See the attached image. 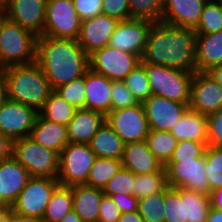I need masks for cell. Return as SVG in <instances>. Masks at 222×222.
Listing matches in <instances>:
<instances>
[{
    "label": "cell",
    "instance_id": "cell-1",
    "mask_svg": "<svg viewBox=\"0 0 222 222\" xmlns=\"http://www.w3.org/2000/svg\"><path fill=\"white\" fill-rule=\"evenodd\" d=\"M141 63L196 72V33L193 29L153 23Z\"/></svg>",
    "mask_w": 222,
    "mask_h": 222
},
{
    "label": "cell",
    "instance_id": "cell-2",
    "mask_svg": "<svg viewBox=\"0 0 222 222\" xmlns=\"http://www.w3.org/2000/svg\"><path fill=\"white\" fill-rule=\"evenodd\" d=\"M35 62L53 90L84 76L89 69V56L74 39L38 36Z\"/></svg>",
    "mask_w": 222,
    "mask_h": 222
},
{
    "label": "cell",
    "instance_id": "cell-3",
    "mask_svg": "<svg viewBox=\"0 0 222 222\" xmlns=\"http://www.w3.org/2000/svg\"><path fill=\"white\" fill-rule=\"evenodd\" d=\"M6 85L7 98L39 112L53 89L36 63L13 65L0 70Z\"/></svg>",
    "mask_w": 222,
    "mask_h": 222
},
{
    "label": "cell",
    "instance_id": "cell-4",
    "mask_svg": "<svg viewBox=\"0 0 222 222\" xmlns=\"http://www.w3.org/2000/svg\"><path fill=\"white\" fill-rule=\"evenodd\" d=\"M37 36L7 19L0 28V70L36 61Z\"/></svg>",
    "mask_w": 222,
    "mask_h": 222
},
{
    "label": "cell",
    "instance_id": "cell-5",
    "mask_svg": "<svg viewBox=\"0 0 222 222\" xmlns=\"http://www.w3.org/2000/svg\"><path fill=\"white\" fill-rule=\"evenodd\" d=\"M141 64L146 69L152 95L180 103L190 102L191 84L195 72L149 63Z\"/></svg>",
    "mask_w": 222,
    "mask_h": 222
},
{
    "label": "cell",
    "instance_id": "cell-6",
    "mask_svg": "<svg viewBox=\"0 0 222 222\" xmlns=\"http://www.w3.org/2000/svg\"><path fill=\"white\" fill-rule=\"evenodd\" d=\"M12 156L32 177L57 179L59 174V154L24 137L13 141Z\"/></svg>",
    "mask_w": 222,
    "mask_h": 222
},
{
    "label": "cell",
    "instance_id": "cell-7",
    "mask_svg": "<svg viewBox=\"0 0 222 222\" xmlns=\"http://www.w3.org/2000/svg\"><path fill=\"white\" fill-rule=\"evenodd\" d=\"M96 154L89 144L69 142L59 154V174L57 180L60 185L74 186L87 183Z\"/></svg>",
    "mask_w": 222,
    "mask_h": 222
},
{
    "label": "cell",
    "instance_id": "cell-8",
    "mask_svg": "<svg viewBox=\"0 0 222 222\" xmlns=\"http://www.w3.org/2000/svg\"><path fill=\"white\" fill-rule=\"evenodd\" d=\"M59 181L48 177H31L11 206L12 212L42 220L49 199Z\"/></svg>",
    "mask_w": 222,
    "mask_h": 222
},
{
    "label": "cell",
    "instance_id": "cell-9",
    "mask_svg": "<svg viewBox=\"0 0 222 222\" xmlns=\"http://www.w3.org/2000/svg\"><path fill=\"white\" fill-rule=\"evenodd\" d=\"M81 22L72 0H47L42 35L77 40Z\"/></svg>",
    "mask_w": 222,
    "mask_h": 222
},
{
    "label": "cell",
    "instance_id": "cell-10",
    "mask_svg": "<svg viewBox=\"0 0 222 222\" xmlns=\"http://www.w3.org/2000/svg\"><path fill=\"white\" fill-rule=\"evenodd\" d=\"M139 64V55L117 50L109 45L89 55V68L112 81H123Z\"/></svg>",
    "mask_w": 222,
    "mask_h": 222
},
{
    "label": "cell",
    "instance_id": "cell-11",
    "mask_svg": "<svg viewBox=\"0 0 222 222\" xmlns=\"http://www.w3.org/2000/svg\"><path fill=\"white\" fill-rule=\"evenodd\" d=\"M105 121L125 144L146 140L150 132L142 103L112 110L105 116Z\"/></svg>",
    "mask_w": 222,
    "mask_h": 222
},
{
    "label": "cell",
    "instance_id": "cell-12",
    "mask_svg": "<svg viewBox=\"0 0 222 222\" xmlns=\"http://www.w3.org/2000/svg\"><path fill=\"white\" fill-rule=\"evenodd\" d=\"M166 169L167 185L173 188H186L209 195L206 176L205 154L200 158L168 162Z\"/></svg>",
    "mask_w": 222,
    "mask_h": 222
},
{
    "label": "cell",
    "instance_id": "cell-13",
    "mask_svg": "<svg viewBox=\"0 0 222 222\" xmlns=\"http://www.w3.org/2000/svg\"><path fill=\"white\" fill-rule=\"evenodd\" d=\"M38 114L35 109L7 98L0 107V133L12 141L30 137Z\"/></svg>",
    "mask_w": 222,
    "mask_h": 222
},
{
    "label": "cell",
    "instance_id": "cell-14",
    "mask_svg": "<svg viewBox=\"0 0 222 222\" xmlns=\"http://www.w3.org/2000/svg\"><path fill=\"white\" fill-rule=\"evenodd\" d=\"M189 110L209 116L222 109V88L206 72H195L190 93Z\"/></svg>",
    "mask_w": 222,
    "mask_h": 222
},
{
    "label": "cell",
    "instance_id": "cell-15",
    "mask_svg": "<svg viewBox=\"0 0 222 222\" xmlns=\"http://www.w3.org/2000/svg\"><path fill=\"white\" fill-rule=\"evenodd\" d=\"M150 130L170 132L189 109V103H180L151 95L143 103Z\"/></svg>",
    "mask_w": 222,
    "mask_h": 222
},
{
    "label": "cell",
    "instance_id": "cell-16",
    "mask_svg": "<svg viewBox=\"0 0 222 222\" xmlns=\"http://www.w3.org/2000/svg\"><path fill=\"white\" fill-rule=\"evenodd\" d=\"M152 24L150 21L138 19L119 21L108 45L142 57Z\"/></svg>",
    "mask_w": 222,
    "mask_h": 222
},
{
    "label": "cell",
    "instance_id": "cell-17",
    "mask_svg": "<svg viewBox=\"0 0 222 222\" xmlns=\"http://www.w3.org/2000/svg\"><path fill=\"white\" fill-rule=\"evenodd\" d=\"M119 20L108 15H97L81 22L77 41L89 56L94 51L104 48L109 44Z\"/></svg>",
    "mask_w": 222,
    "mask_h": 222
},
{
    "label": "cell",
    "instance_id": "cell-18",
    "mask_svg": "<svg viewBox=\"0 0 222 222\" xmlns=\"http://www.w3.org/2000/svg\"><path fill=\"white\" fill-rule=\"evenodd\" d=\"M47 0H9L7 19L33 32L37 37L43 34Z\"/></svg>",
    "mask_w": 222,
    "mask_h": 222
},
{
    "label": "cell",
    "instance_id": "cell-19",
    "mask_svg": "<svg viewBox=\"0 0 222 222\" xmlns=\"http://www.w3.org/2000/svg\"><path fill=\"white\" fill-rule=\"evenodd\" d=\"M31 177L13 156L0 161V201L11 207Z\"/></svg>",
    "mask_w": 222,
    "mask_h": 222
},
{
    "label": "cell",
    "instance_id": "cell-20",
    "mask_svg": "<svg viewBox=\"0 0 222 222\" xmlns=\"http://www.w3.org/2000/svg\"><path fill=\"white\" fill-rule=\"evenodd\" d=\"M205 3L203 0H163L162 22L194 30L200 21Z\"/></svg>",
    "mask_w": 222,
    "mask_h": 222
},
{
    "label": "cell",
    "instance_id": "cell-21",
    "mask_svg": "<svg viewBox=\"0 0 222 222\" xmlns=\"http://www.w3.org/2000/svg\"><path fill=\"white\" fill-rule=\"evenodd\" d=\"M85 109L97 111L106 116L111 111L112 80L90 68L85 72Z\"/></svg>",
    "mask_w": 222,
    "mask_h": 222
},
{
    "label": "cell",
    "instance_id": "cell-22",
    "mask_svg": "<svg viewBox=\"0 0 222 222\" xmlns=\"http://www.w3.org/2000/svg\"><path fill=\"white\" fill-rule=\"evenodd\" d=\"M105 122V116L102 113L84 108L77 109L73 119L67 124L69 142L89 144Z\"/></svg>",
    "mask_w": 222,
    "mask_h": 222
},
{
    "label": "cell",
    "instance_id": "cell-23",
    "mask_svg": "<svg viewBox=\"0 0 222 222\" xmlns=\"http://www.w3.org/2000/svg\"><path fill=\"white\" fill-rule=\"evenodd\" d=\"M122 166L135 175L150 174L158 171L162 165L150 152L146 140L125 144Z\"/></svg>",
    "mask_w": 222,
    "mask_h": 222
},
{
    "label": "cell",
    "instance_id": "cell-24",
    "mask_svg": "<svg viewBox=\"0 0 222 222\" xmlns=\"http://www.w3.org/2000/svg\"><path fill=\"white\" fill-rule=\"evenodd\" d=\"M30 138L58 154L69 143L67 126L44 119L38 114Z\"/></svg>",
    "mask_w": 222,
    "mask_h": 222
},
{
    "label": "cell",
    "instance_id": "cell-25",
    "mask_svg": "<svg viewBox=\"0 0 222 222\" xmlns=\"http://www.w3.org/2000/svg\"><path fill=\"white\" fill-rule=\"evenodd\" d=\"M222 65V30L211 34H196V69L207 72Z\"/></svg>",
    "mask_w": 222,
    "mask_h": 222
},
{
    "label": "cell",
    "instance_id": "cell-26",
    "mask_svg": "<svg viewBox=\"0 0 222 222\" xmlns=\"http://www.w3.org/2000/svg\"><path fill=\"white\" fill-rule=\"evenodd\" d=\"M103 190L88 185L72 186L73 210L83 222H98Z\"/></svg>",
    "mask_w": 222,
    "mask_h": 222
},
{
    "label": "cell",
    "instance_id": "cell-27",
    "mask_svg": "<svg viewBox=\"0 0 222 222\" xmlns=\"http://www.w3.org/2000/svg\"><path fill=\"white\" fill-rule=\"evenodd\" d=\"M170 133L178 142L188 140L206 142L207 116L188 109Z\"/></svg>",
    "mask_w": 222,
    "mask_h": 222
},
{
    "label": "cell",
    "instance_id": "cell-28",
    "mask_svg": "<svg viewBox=\"0 0 222 222\" xmlns=\"http://www.w3.org/2000/svg\"><path fill=\"white\" fill-rule=\"evenodd\" d=\"M96 157L122 160L125 143L105 122L89 142Z\"/></svg>",
    "mask_w": 222,
    "mask_h": 222
},
{
    "label": "cell",
    "instance_id": "cell-29",
    "mask_svg": "<svg viewBox=\"0 0 222 222\" xmlns=\"http://www.w3.org/2000/svg\"><path fill=\"white\" fill-rule=\"evenodd\" d=\"M179 195L183 199L184 222H207L211 207L209 195L186 188H179Z\"/></svg>",
    "mask_w": 222,
    "mask_h": 222
},
{
    "label": "cell",
    "instance_id": "cell-30",
    "mask_svg": "<svg viewBox=\"0 0 222 222\" xmlns=\"http://www.w3.org/2000/svg\"><path fill=\"white\" fill-rule=\"evenodd\" d=\"M72 186L59 185L47 204L42 222H59L73 210Z\"/></svg>",
    "mask_w": 222,
    "mask_h": 222
},
{
    "label": "cell",
    "instance_id": "cell-31",
    "mask_svg": "<svg viewBox=\"0 0 222 222\" xmlns=\"http://www.w3.org/2000/svg\"><path fill=\"white\" fill-rule=\"evenodd\" d=\"M76 110L53 90L38 113L46 120L67 126Z\"/></svg>",
    "mask_w": 222,
    "mask_h": 222
},
{
    "label": "cell",
    "instance_id": "cell-32",
    "mask_svg": "<svg viewBox=\"0 0 222 222\" xmlns=\"http://www.w3.org/2000/svg\"><path fill=\"white\" fill-rule=\"evenodd\" d=\"M122 167L121 160L96 157L85 185L103 190L108 181H110Z\"/></svg>",
    "mask_w": 222,
    "mask_h": 222
},
{
    "label": "cell",
    "instance_id": "cell-33",
    "mask_svg": "<svg viewBox=\"0 0 222 222\" xmlns=\"http://www.w3.org/2000/svg\"><path fill=\"white\" fill-rule=\"evenodd\" d=\"M146 143L150 152L162 166H165L177 147L178 141L170 132L150 130L146 137Z\"/></svg>",
    "mask_w": 222,
    "mask_h": 222
},
{
    "label": "cell",
    "instance_id": "cell-34",
    "mask_svg": "<svg viewBox=\"0 0 222 222\" xmlns=\"http://www.w3.org/2000/svg\"><path fill=\"white\" fill-rule=\"evenodd\" d=\"M167 186L166 169L162 166L153 173L135 175L133 195L137 199L145 198L151 194L162 192Z\"/></svg>",
    "mask_w": 222,
    "mask_h": 222
},
{
    "label": "cell",
    "instance_id": "cell-35",
    "mask_svg": "<svg viewBox=\"0 0 222 222\" xmlns=\"http://www.w3.org/2000/svg\"><path fill=\"white\" fill-rule=\"evenodd\" d=\"M130 19L162 22L163 0H129Z\"/></svg>",
    "mask_w": 222,
    "mask_h": 222
},
{
    "label": "cell",
    "instance_id": "cell-36",
    "mask_svg": "<svg viewBox=\"0 0 222 222\" xmlns=\"http://www.w3.org/2000/svg\"><path fill=\"white\" fill-rule=\"evenodd\" d=\"M206 176L210 192L222 188V147L206 146Z\"/></svg>",
    "mask_w": 222,
    "mask_h": 222
},
{
    "label": "cell",
    "instance_id": "cell-37",
    "mask_svg": "<svg viewBox=\"0 0 222 222\" xmlns=\"http://www.w3.org/2000/svg\"><path fill=\"white\" fill-rule=\"evenodd\" d=\"M123 81L138 103H143L152 95L146 69L142 64L133 69Z\"/></svg>",
    "mask_w": 222,
    "mask_h": 222
},
{
    "label": "cell",
    "instance_id": "cell-38",
    "mask_svg": "<svg viewBox=\"0 0 222 222\" xmlns=\"http://www.w3.org/2000/svg\"><path fill=\"white\" fill-rule=\"evenodd\" d=\"M164 190L139 199L138 212L145 222H165Z\"/></svg>",
    "mask_w": 222,
    "mask_h": 222
},
{
    "label": "cell",
    "instance_id": "cell-39",
    "mask_svg": "<svg viewBox=\"0 0 222 222\" xmlns=\"http://www.w3.org/2000/svg\"><path fill=\"white\" fill-rule=\"evenodd\" d=\"M222 30V11L216 1L206 2L194 29L196 34H211Z\"/></svg>",
    "mask_w": 222,
    "mask_h": 222
},
{
    "label": "cell",
    "instance_id": "cell-40",
    "mask_svg": "<svg viewBox=\"0 0 222 222\" xmlns=\"http://www.w3.org/2000/svg\"><path fill=\"white\" fill-rule=\"evenodd\" d=\"M54 91L76 109H85V74L68 84L56 88Z\"/></svg>",
    "mask_w": 222,
    "mask_h": 222
},
{
    "label": "cell",
    "instance_id": "cell-41",
    "mask_svg": "<svg viewBox=\"0 0 222 222\" xmlns=\"http://www.w3.org/2000/svg\"><path fill=\"white\" fill-rule=\"evenodd\" d=\"M165 222H184L183 199L179 195V188L167 186L164 189Z\"/></svg>",
    "mask_w": 222,
    "mask_h": 222
},
{
    "label": "cell",
    "instance_id": "cell-42",
    "mask_svg": "<svg viewBox=\"0 0 222 222\" xmlns=\"http://www.w3.org/2000/svg\"><path fill=\"white\" fill-rule=\"evenodd\" d=\"M135 174L122 167V169L106 184L103 189L105 195L125 194L133 195Z\"/></svg>",
    "mask_w": 222,
    "mask_h": 222
},
{
    "label": "cell",
    "instance_id": "cell-43",
    "mask_svg": "<svg viewBox=\"0 0 222 222\" xmlns=\"http://www.w3.org/2000/svg\"><path fill=\"white\" fill-rule=\"evenodd\" d=\"M206 146V142L180 141L177 143L169 162L200 158L204 155Z\"/></svg>",
    "mask_w": 222,
    "mask_h": 222
},
{
    "label": "cell",
    "instance_id": "cell-44",
    "mask_svg": "<svg viewBox=\"0 0 222 222\" xmlns=\"http://www.w3.org/2000/svg\"><path fill=\"white\" fill-rule=\"evenodd\" d=\"M111 95V111L138 104L133 94L127 89L124 81H112Z\"/></svg>",
    "mask_w": 222,
    "mask_h": 222
},
{
    "label": "cell",
    "instance_id": "cell-45",
    "mask_svg": "<svg viewBox=\"0 0 222 222\" xmlns=\"http://www.w3.org/2000/svg\"><path fill=\"white\" fill-rule=\"evenodd\" d=\"M207 146L222 147V109L207 116Z\"/></svg>",
    "mask_w": 222,
    "mask_h": 222
},
{
    "label": "cell",
    "instance_id": "cell-46",
    "mask_svg": "<svg viewBox=\"0 0 222 222\" xmlns=\"http://www.w3.org/2000/svg\"><path fill=\"white\" fill-rule=\"evenodd\" d=\"M102 14L119 21L130 19L129 0H103Z\"/></svg>",
    "mask_w": 222,
    "mask_h": 222
},
{
    "label": "cell",
    "instance_id": "cell-47",
    "mask_svg": "<svg viewBox=\"0 0 222 222\" xmlns=\"http://www.w3.org/2000/svg\"><path fill=\"white\" fill-rule=\"evenodd\" d=\"M81 21L102 14L103 0H72Z\"/></svg>",
    "mask_w": 222,
    "mask_h": 222
},
{
    "label": "cell",
    "instance_id": "cell-48",
    "mask_svg": "<svg viewBox=\"0 0 222 222\" xmlns=\"http://www.w3.org/2000/svg\"><path fill=\"white\" fill-rule=\"evenodd\" d=\"M121 215L120 209L110 196L103 194L100 208L98 222H118Z\"/></svg>",
    "mask_w": 222,
    "mask_h": 222
},
{
    "label": "cell",
    "instance_id": "cell-49",
    "mask_svg": "<svg viewBox=\"0 0 222 222\" xmlns=\"http://www.w3.org/2000/svg\"><path fill=\"white\" fill-rule=\"evenodd\" d=\"M116 203L121 213L138 211L139 199L134 195L115 194L108 195Z\"/></svg>",
    "mask_w": 222,
    "mask_h": 222
},
{
    "label": "cell",
    "instance_id": "cell-50",
    "mask_svg": "<svg viewBox=\"0 0 222 222\" xmlns=\"http://www.w3.org/2000/svg\"><path fill=\"white\" fill-rule=\"evenodd\" d=\"M13 141L0 133V161L6 160L12 157Z\"/></svg>",
    "mask_w": 222,
    "mask_h": 222
},
{
    "label": "cell",
    "instance_id": "cell-51",
    "mask_svg": "<svg viewBox=\"0 0 222 222\" xmlns=\"http://www.w3.org/2000/svg\"><path fill=\"white\" fill-rule=\"evenodd\" d=\"M209 199L212 208L222 211V188L210 192Z\"/></svg>",
    "mask_w": 222,
    "mask_h": 222
},
{
    "label": "cell",
    "instance_id": "cell-52",
    "mask_svg": "<svg viewBox=\"0 0 222 222\" xmlns=\"http://www.w3.org/2000/svg\"><path fill=\"white\" fill-rule=\"evenodd\" d=\"M118 222H145L138 211L121 213Z\"/></svg>",
    "mask_w": 222,
    "mask_h": 222
},
{
    "label": "cell",
    "instance_id": "cell-53",
    "mask_svg": "<svg viewBox=\"0 0 222 222\" xmlns=\"http://www.w3.org/2000/svg\"><path fill=\"white\" fill-rule=\"evenodd\" d=\"M7 222H42V220L39 218L23 216L11 212Z\"/></svg>",
    "mask_w": 222,
    "mask_h": 222
},
{
    "label": "cell",
    "instance_id": "cell-54",
    "mask_svg": "<svg viewBox=\"0 0 222 222\" xmlns=\"http://www.w3.org/2000/svg\"><path fill=\"white\" fill-rule=\"evenodd\" d=\"M206 73L210 75L222 88V65L214 66Z\"/></svg>",
    "mask_w": 222,
    "mask_h": 222
},
{
    "label": "cell",
    "instance_id": "cell-55",
    "mask_svg": "<svg viewBox=\"0 0 222 222\" xmlns=\"http://www.w3.org/2000/svg\"><path fill=\"white\" fill-rule=\"evenodd\" d=\"M207 222H222V211L210 207Z\"/></svg>",
    "mask_w": 222,
    "mask_h": 222
},
{
    "label": "cell",
    "instance_id": "cell-56",
    "mask_svg": "<svg viewBox=\"0 0 222 222\" xmlns=\"http://www.w3.org/2000/svg\"><path fill=\"white\" fill-rule=\"evenodd\" d=\"M59 222H83L77 213L72 210L67 213Z\"/></svg>",
    "mask_w": 222,
    "mask_h": 222
},
{
    "label": "cell",
    "instance_id": "cell-57",
    "mask_svg": "<svg viewBox=\"0 0 222 222\" xmlns=\"http://www.w3.org/2000/svg\"><path fill=\"white\" fill-rule=\"evenodd\" d=\"M7 99V93H6V85L3 77L0 74V107Z\"/></svg>",
    "mask_w": 222,
    "mask_h": 222
},
{
    "label": "cell",
    "instance_id": "cell-58",
    "mask_svg": "<svg viewBox=\"0 0 222 222\" xmlns=\"http://www.w3.org/2000/svg\"><path fill=\"white\" fill-rule=\"evenodd\" d=\"M11 212V207H6L2 212H0V222H7Z\"/></svg>",
    "mask_w": 222,
    "mask_h": 222
},
{
    "label": "cell",
    "instance_id": "cell-59",
    "mask_svg": "<svg viewBox=\"0 0 222 222\" xmlns=\"http://www.w3.org/2000/svg\"><path fill=\"white\" fill-rule=\"evenodd\" d=\"M6 9L5 8H0V28L2 26V23L6 20Z\"/></svg>",
    "mask_w": 222,
    "mask_h": 222
},
{
    "label": "cell",
    "instance_id": "cell-60",
    "mask_svg": "<svg viewBox=\"0 0 222 222\" xmlns=\"http://www.w3.org/2000/svg\"><path fill=\"white\" fill-rule=\"evenodd\" d=\"M9 0H0V8H6Z\"/></svg>",
    "mask_w": 222,
    "mask_h": 222
},
{
    "label": "cell",
    "instance_id": "cell-61",
    "mask_svg": "<svg viewBox=\"0 0 222 222\" xmlns=\"http://www.w3.org/2000/svg\"><path fill=\"white\" fill-rule=\"evenodd\" d=\"M6 206L0 201V212H2Z\"/></svg>",
    "mask_w": 222,
    "mask_h": 222
},
{
    "label": "cell",
    "instance_id": "cell-62",
    "mask_svg": "<svg viewBox=\"0 0 222 222\" xmlns=\"http://www.w3.org/2000/svg\"><path fill=\"white\" fill-rule=\"evenodd\" d=\"M222 11V0H215Z\"/></svg>",
    "mask_w": 222,
    "mask_h": 222
},
{
    "label": "cell",
    "instance_id": "cell-63",
    "mask_svg": "<svg viewBox=\"0 0 222 222\" xmlns=\"http://www.w3.org/2000/svg\"><path fill=\"white\" fill-rule=\"evenodd\" d=\"M204 2H212V1H215V0H203Z\"/></svg>",
    "mask_w": 222,
    "mask_h": 222
}]
</instances>
